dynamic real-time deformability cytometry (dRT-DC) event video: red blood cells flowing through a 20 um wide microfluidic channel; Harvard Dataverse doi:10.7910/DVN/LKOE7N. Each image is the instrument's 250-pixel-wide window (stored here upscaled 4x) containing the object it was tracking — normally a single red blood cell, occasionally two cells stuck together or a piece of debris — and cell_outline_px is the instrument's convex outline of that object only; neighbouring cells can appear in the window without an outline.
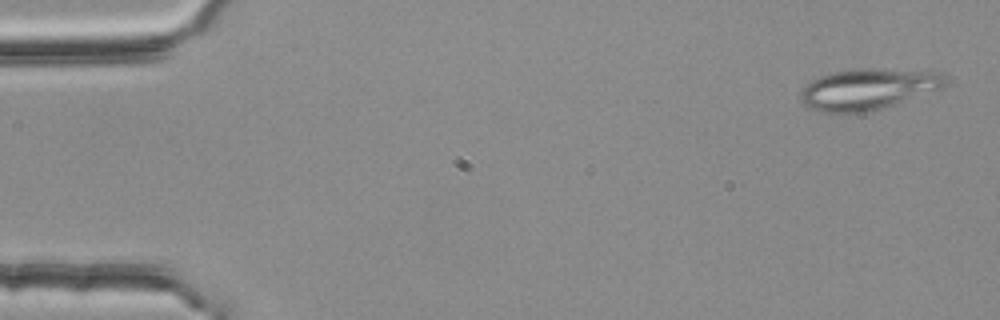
{"species": "common noctule bat (a hibernating species)", "species_latin": "Nyctalus noctula", "temperature_condition": "room temperature", "stored_images_in_passage": 5, "segment_of_instrument_passage": [1, 2], "camera_frame_rate_fps": 3000, "um_per_image_px": 0.085, "animal": {"sex": "female", "body_mass_g": 25.1}, "frame": {"image": 1, "passage_image": 1, "time_ms": 0.0, "image_size_px": [1000, 320], "cell_outline_px": [[948, 80], [944, 88], [880, 108], [864, 112], [820, 112], [808, 108], [800, 100], [800, 92], [804, 84], [820, 76], [832, 72], [852, 68], [856, 68], [920, 72], [944, 76]], "centroid_in_image_um": [73.66, 7.59], "position_along_channel_um": 11.3, "area_um2": 33.87}}